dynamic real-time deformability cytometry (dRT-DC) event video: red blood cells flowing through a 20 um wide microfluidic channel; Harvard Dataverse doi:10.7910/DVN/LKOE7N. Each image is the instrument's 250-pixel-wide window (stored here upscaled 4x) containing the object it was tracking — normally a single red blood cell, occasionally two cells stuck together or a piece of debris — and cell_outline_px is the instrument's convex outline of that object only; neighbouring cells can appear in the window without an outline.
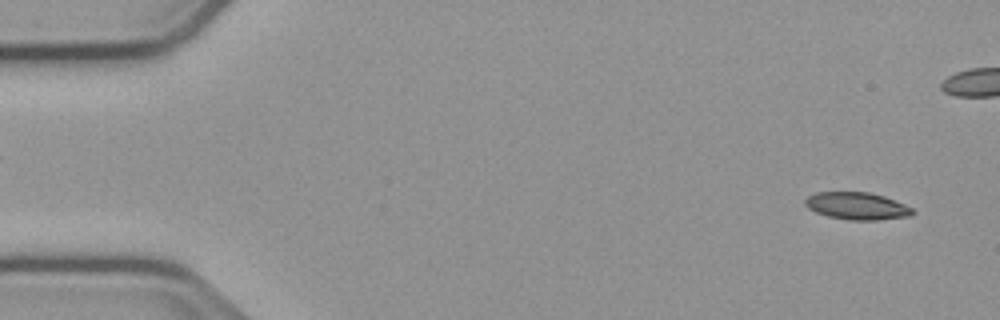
{"species": "common noctule bat (a hibernating species)", "species_latin": "Nyctalus noctula", "temperature_condition": "cold", "stored_images_in_passage": 52, "camera_frame_rate_fps": 3000, "um_per_image_px": 0.085, "animal": {"sex": "male", "body_mass_g": 23.1, "forearm_length_mm": 52.7}, "frame": {"image": 1, "passage_image": 3, "time_ms": 0.667, "image_size_px": [1000, 320], "cell_outline_px": [[912, 216], [876, 220], [852, 220], [828, 216], [816, 212], [808, 208], [804, 204], [804, 200], [808, 196], [816, 192], [868, 192], [884, 196], [904, 204], [912, 208]], "centroid_in_image_um": [72.82, 17.5], "position_along_channel_um": 12.2, "area_um2": 16.99}}
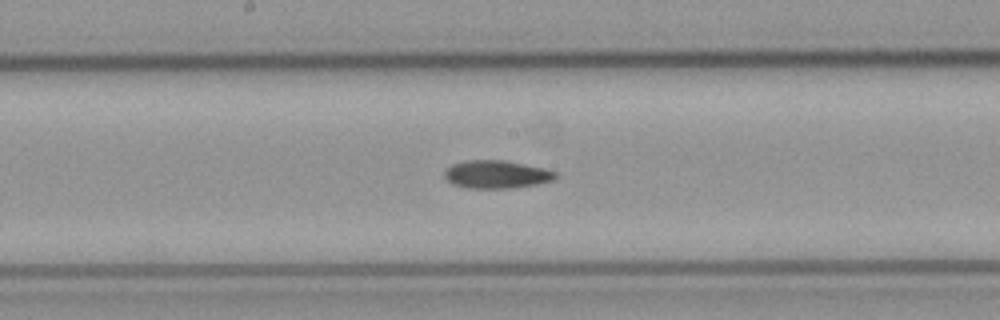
{"frame": {"image": 2, "passage_image": 28, "time_ms": 9.0, "image_size_px": [1000, 320], "cell_outline_px": [[556, 176], [552, 180], [536, 184], [508, 188], [468, 188], [452, 184], [444, 176], [444, 172], [452, 164], [468, 160], [504, 160], [544, 168], [556, 172]], "centroid_in_image_um": [42.18, 14.82], "position_along_channel_um": 206.0, "area_um2": 17.86}}
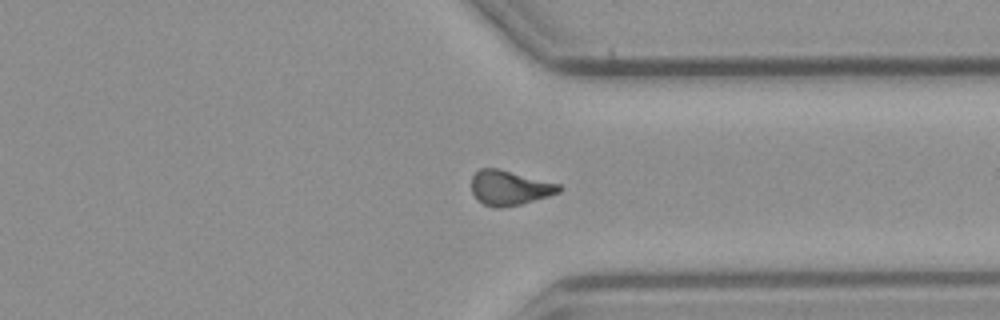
{"frame": {"image": 3, "passage_image": 41, "time_ms": 13.333, "image_size_px": [1000, 320], "cell_outline_px": [[564, 188], [560, 192], [548, 196], [520, 204], [500, 208], [492, 208], [476, 200], [472, 192], [472, 176], [480, 168], [496, 168], [560, 184]], "centroid_in_image_um": [43.3, 15.98], "position_along_channel_um": 368.1, "area_um2": 17.69}}